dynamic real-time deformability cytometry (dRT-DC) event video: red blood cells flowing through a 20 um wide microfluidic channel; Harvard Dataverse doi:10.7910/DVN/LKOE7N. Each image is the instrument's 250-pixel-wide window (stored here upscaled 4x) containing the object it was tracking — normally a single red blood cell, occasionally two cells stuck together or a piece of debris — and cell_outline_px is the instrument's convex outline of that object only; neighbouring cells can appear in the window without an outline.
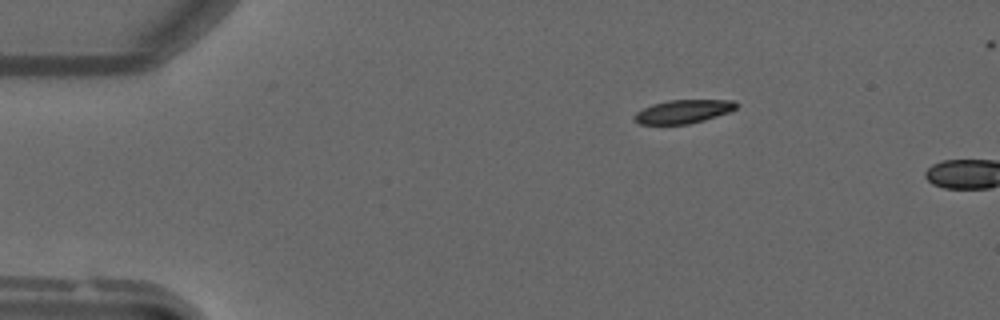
{"species": "common noctule bat (a hibernating species)", "species_latin": "Nyctalus noctula", "temperature_condition": "warm", "stored_images_in_passage": 5, "camera_frame_rate_fps": 3000, "um_per_image_px": 0.085, "animal": {"sex": "male", "forearm_length_mm": 52.5}, "frame": {"image": 1, "passage_image": 3, "time_ms": 0.667, "image_size_px": [1000, 320], "cell_outline_px": [[736, 108], [728, 112], [704, 120], [688, 124], [640, 124], [632, 116], [636, 112], [652, 104], [668, 100], [732, 100], [736, 104]], "centroid_in_image_um": [58.04, 9.48], "position_along_channel_um": 27.0, "area_um2": 13.76}}